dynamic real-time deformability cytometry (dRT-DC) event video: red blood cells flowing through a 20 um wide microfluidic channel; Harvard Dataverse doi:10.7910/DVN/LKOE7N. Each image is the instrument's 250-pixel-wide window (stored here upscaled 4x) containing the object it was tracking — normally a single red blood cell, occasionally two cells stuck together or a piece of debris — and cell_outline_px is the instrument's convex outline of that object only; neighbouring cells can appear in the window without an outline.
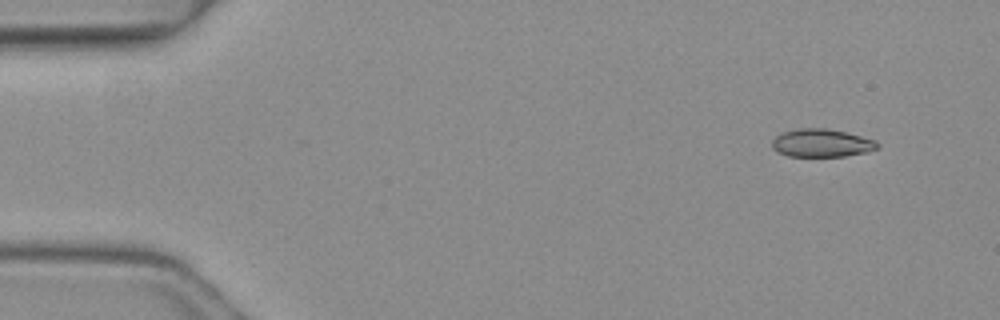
{"species": "common noctule bat (a hibernating species)", "species_latin": "Nyctalus noctula", "temperature_condition": "warm", "stored_images_in_passage": 4, "camera_frame_rate_fps": 3000, "um_per_image_px": 0.085, "animal": {"sex": "female", "body_mass_g": 19.3, "forearm_length_mm": 54.1}, "frame": {"image": 1, "passage_image": 1, "time_ms": 0.0, "image_size_px": [1000, 320], "cell_outline_px": [[880, 148], [868, 152], [844, 156], [788, 156], [776, 152], [772, 148], [772, 140], [776, 136], [784, 132], [800, 128], [824, 128], [844, 132], [876, 140], [880, 144]], "centroid_in_image_um": [69.85, 12.17], "position_along_channel_um": 15.1, "area_um2": 17.22}}